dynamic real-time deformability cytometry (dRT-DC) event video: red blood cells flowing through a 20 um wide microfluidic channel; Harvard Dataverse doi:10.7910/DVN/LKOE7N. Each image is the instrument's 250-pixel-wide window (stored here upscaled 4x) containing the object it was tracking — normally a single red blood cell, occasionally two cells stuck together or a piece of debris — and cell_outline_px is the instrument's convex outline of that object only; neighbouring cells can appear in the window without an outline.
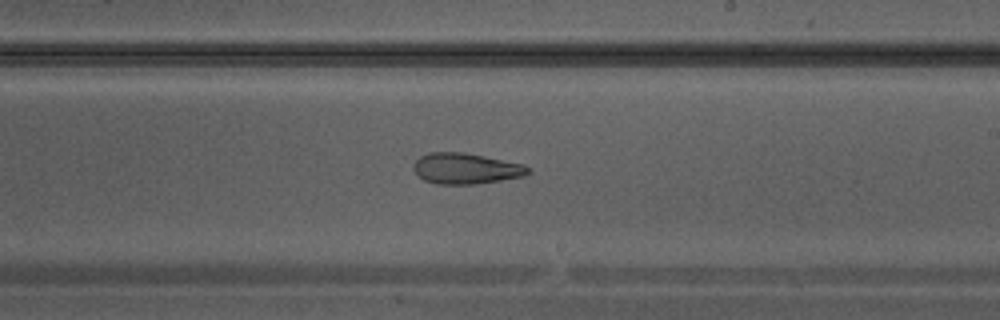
{"species": "Egyptian fruit bat (a non-hibernating species)", "species_latin": "Rousettus aegyptiacus", "temperature_condition": "warm", "stored_images_in_passage": 33, "camera_frame_rate_fps": 3000, "um_per_image_px": 0.085, "animal": {"sex": "male"}, "frame": {"image": 1, "passage_image": 19, "time_ms": 6.0, "image_size_px": [1000, 320], "cell_outline_px": [[532, 172], [524, 176], [500, 180], [472, 184], [436, 184], [424, 180], [412, 168], [416, 160], [420, 156], [428, 152], [464, 152], [524, 164], [532, 168]], "centroid_in_image_um": [39.62, 14.32], "position_along_channel_um": 249.4, "area_um2": 20.63}}